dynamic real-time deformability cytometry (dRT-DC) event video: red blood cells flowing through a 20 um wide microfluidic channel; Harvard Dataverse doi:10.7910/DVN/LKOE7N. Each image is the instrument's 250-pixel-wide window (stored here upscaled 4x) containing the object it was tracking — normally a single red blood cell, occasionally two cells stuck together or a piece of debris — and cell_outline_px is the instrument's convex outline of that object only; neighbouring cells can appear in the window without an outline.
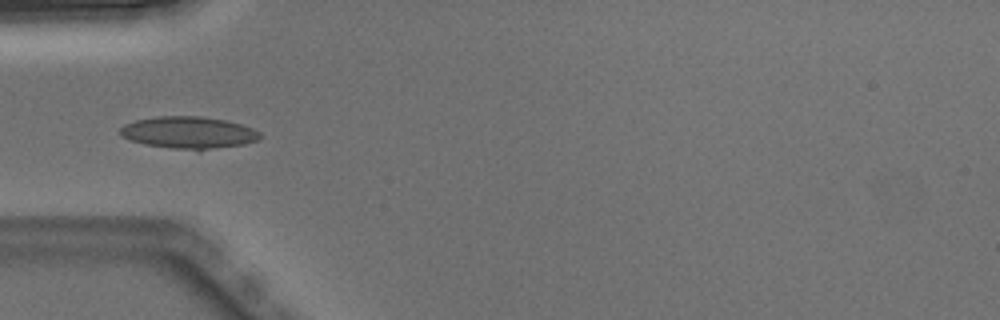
{"species": "Egyptian fruit bat (a non-hibernating species)", "species_latin": "Rousettus aegyptiacus", "temperature_condition": "warm", "stored_images_in_passage": 6, "camera_frame_rate_fps": 3000, "um_per_image_px": 0.085, "animal": {"sex": "male"}, "frame": {"image": 1, "passage_image": 5, "time_ms": 1.333, "image_size_px": [1000, 320], "cell_outline_px": [[260, 140], [244, 144], [200, 152], [196, 152], [144, 144], [120, 136], [120, 128], [124, 124], [136, 120], [160, 116], [200, 116], [224, 120], [240, 124], [252, 128], [260, 132]], "centroid_in_image_um": [16.05, 11.3], "position_along_channel_um": 68.9, "area_um2": 26.53}}